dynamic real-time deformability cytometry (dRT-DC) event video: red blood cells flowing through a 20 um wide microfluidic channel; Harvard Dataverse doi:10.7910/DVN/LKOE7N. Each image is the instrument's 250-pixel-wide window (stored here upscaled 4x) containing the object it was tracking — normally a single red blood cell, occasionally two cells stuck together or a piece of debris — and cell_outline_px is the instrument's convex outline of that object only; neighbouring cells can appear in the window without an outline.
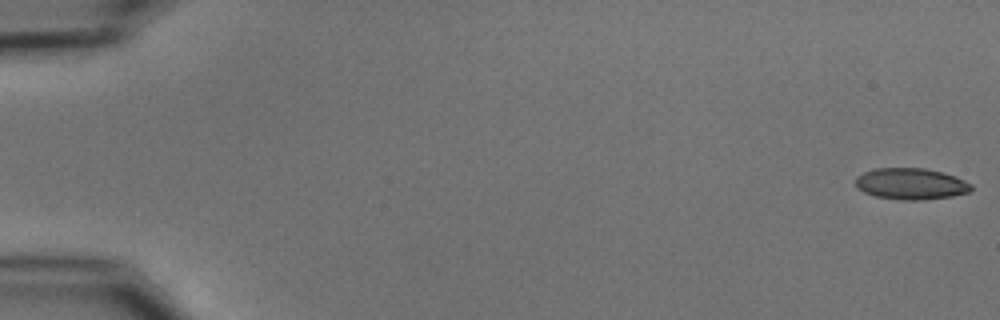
{"species": "common noctule bat (a hibernating species)", "species_latin": "Nyctalus noctula", "temperature_condition": "cold", "stored_images_in_passage": 11, "camera_frame_rate_fps": 3000, "um_per_image_px": 0.085, "animal": {"sex": "male", "body_mass_g": 15.6}, "frame": {"image": 1, "passage_image": 1, "time_ms": 0.0, "image_size_px": [1000, 320], "cell_outline_px": [[972, 188], [968, 192], [952, 196], [924, 200], [904, 200], [876, 196], [864, 192], [856, 188], [856, 176], [872, 168], [924, 168], [944, 172], [956, 176], [972, 184]], "centroid_in_image_um": [77.43, 15.61], "position_along_channel_um": 7.6, "area_um2": 21.27}}
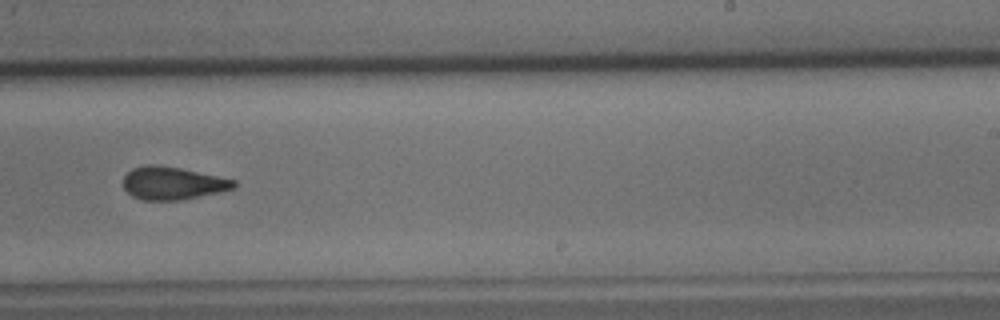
{"frame": {"image": 2, "passage_image": 10, "time_ms": 11.333, "image_size_px": [1000, 320], "cell_outline_px": [[236, 188], [220, 192], [180, 200], [144, 200], [132, 196], [124, 188], [124, 176], [132, 168], [148, 164], [156, 164], [180, 168], [236, 180]], "centroid_in_image_um": [14.68, 15.57], "position_along_channel_um": 274.3, "area_um2": 21.1}}
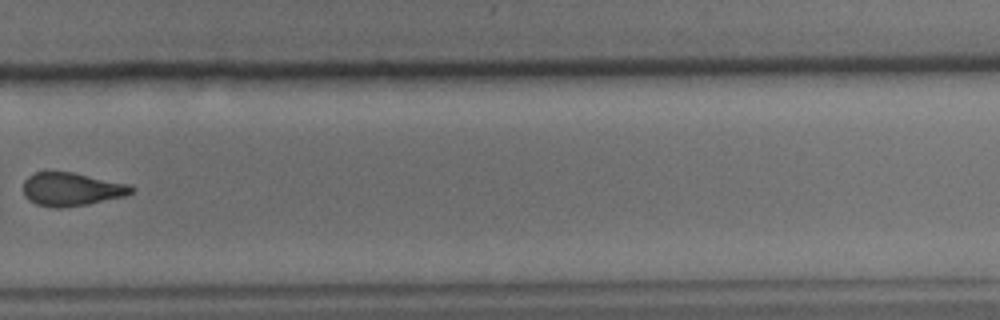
{"frame": {"image": 3, "passage_image": 11, "time_ms": 12.667, "image_size_px": [1000, 320], "cell_outline_px": [[136, 188], [132, 192], [124, 196], [88, 204], [60, 208], [56, 208], [36, 204], [28, 200], [24, 196], [24, 180], [28, 176], [36, 172], [72, 172], [128, 184]], "centroid_in_image_um": [6.06, 16.09], "position_along_channel_um": 323.7, "area_um2": 20.87}}